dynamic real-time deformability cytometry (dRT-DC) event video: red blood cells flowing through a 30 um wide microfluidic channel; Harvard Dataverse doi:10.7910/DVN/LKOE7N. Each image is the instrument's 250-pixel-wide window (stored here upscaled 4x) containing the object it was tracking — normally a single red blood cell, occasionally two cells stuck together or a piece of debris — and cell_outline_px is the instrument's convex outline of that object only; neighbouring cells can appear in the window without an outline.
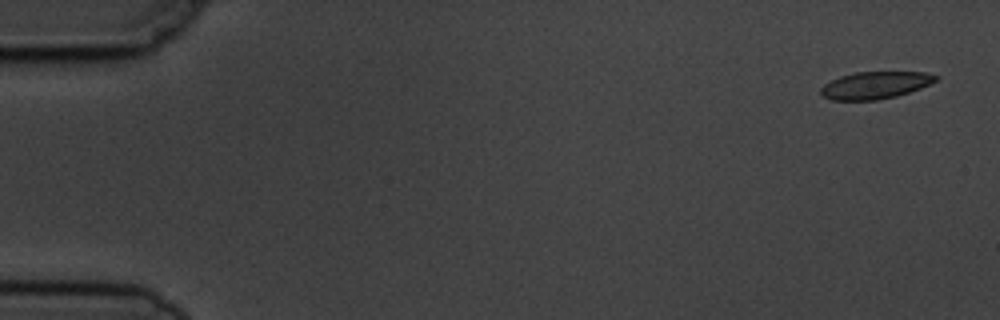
{"species": "common noctule bat (a hibernating species)", "species_latin": "Nyctalus noctula", "temperature_condition": "cold", "stored_images_in_passage": 6, "segment_of_instrument_passage": [1, 2], "camera_frame_rate_fps": 3000, "um_per_image_px": 0.085, "animal": {"sex": "male", "body_mass_g": 19.5, "forearm_length_mm": 54.6}, "frame": {"image": 1, "passage_image": 1, "time_ms": 0.0, "image_size_px": [1000, 320], "cell_outline_px": [[940, 76], [936, 80], [920, 88], [896, 96], [876, 100], [832, 100], [824, 96], [820, 92], [820, 88], [824, 84], [840, 76], [856, 72], [924, 72]], "centroid_in_image_um": [74.37, 7.24], "position_along_channel_um": 10.6, "area_um2": 18.03}}
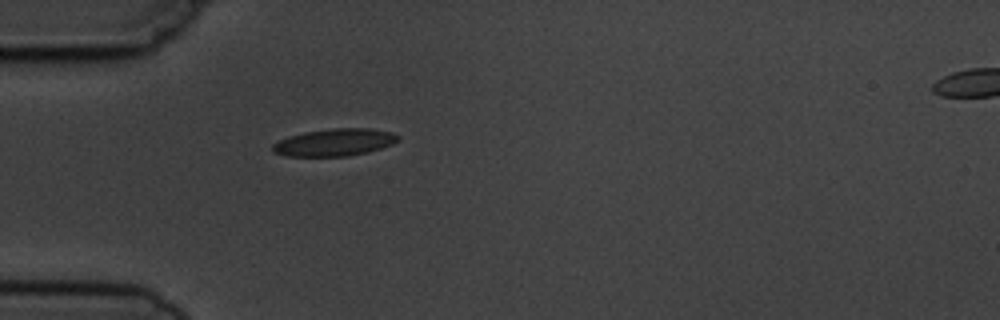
{"frame": {"image": 2, "passage_image": 5, "time_ms": 4.667, "image_size_px": [1000, 320], "cell_outline_px": [[400, 140], [392, 144], [380, 148], [348, 156], [288, 156], [272, 152], [272, 144], [288, 136], [304, 132], [332, 128], [368, 128], [392, 132], [400, 136]], "centroid_in_image_um": [28.43, 12.09], "position_along_channel_um": 56.6, "area_um2": 19.88}}